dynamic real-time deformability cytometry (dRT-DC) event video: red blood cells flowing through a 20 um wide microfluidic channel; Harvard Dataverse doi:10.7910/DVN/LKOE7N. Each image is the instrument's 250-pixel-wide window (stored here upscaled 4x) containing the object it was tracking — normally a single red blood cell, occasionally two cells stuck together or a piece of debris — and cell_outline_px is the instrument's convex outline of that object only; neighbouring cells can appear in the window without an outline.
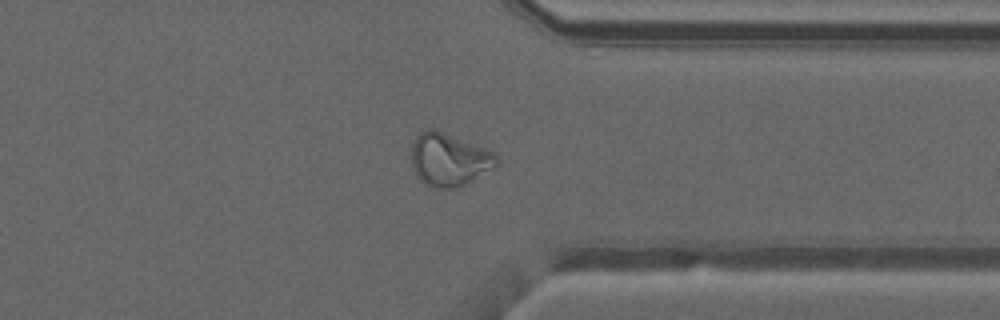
{"species": "common noctule bat (a hibernating species)", "species_latin": "Nyctalus noctula", "temperature_condition": "warm", "stored_images_in_passage": 37, "camera_frame_rate_fps": 3000, "um_per_image_px": 0.085, "animal": {"sex": "male", "forearm_length_mm": 52.5}, "frame": {"image": 1, "passage_image": 26, "time_ms": 8.333, "image_size_px": [1000, 320], "cell_outline_px": [[496, 164], [464, 184], [456, 188], [428, 188], [420, 180], [412, 168], [412, 144], [416, 136], [420, 132], [428, 128], [436, 128], [484, 148], [492, 152], [496, 156]], "centroid_in_image_um": [38.07, 13.55], "position_along_channel_um": 373.3, "area_um2": 25.89}}
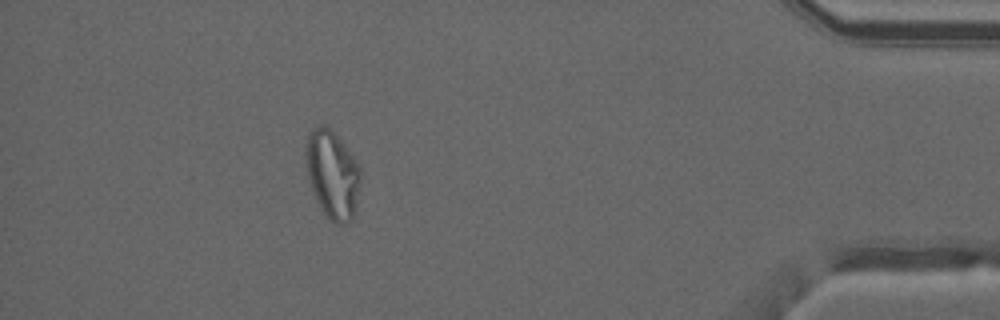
{"frame": {"image": 2, "passage_image": 32, "time_ms": 10.333, "image_size_px": [1000, 320], "cell_outline_px": [[360, 184], [356, 208], [352, 220], [344, 224], [336, 224], [324, 212], [312, 188], [308, 176], [304, 156], [304, 144], [308, 132], [316, 124], [324, 124], [340, 140], [352, 156], [360, 168]], "centroid_in_image_um": [28.23, 14.78], "position_along_channel_um": 407.0, "area_um2": 27.92}}